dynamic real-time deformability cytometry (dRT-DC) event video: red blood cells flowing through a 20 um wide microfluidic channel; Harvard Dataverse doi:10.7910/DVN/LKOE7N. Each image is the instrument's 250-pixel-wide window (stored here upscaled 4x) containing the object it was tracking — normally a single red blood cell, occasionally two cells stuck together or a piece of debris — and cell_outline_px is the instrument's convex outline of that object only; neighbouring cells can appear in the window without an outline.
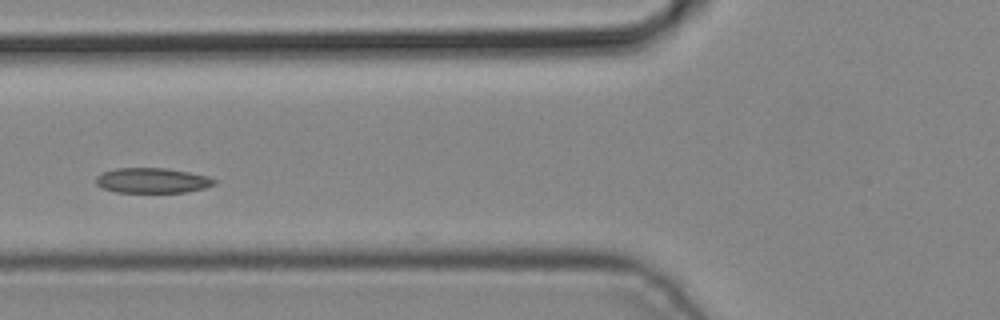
{"species": "common noctule bat (a hibernating species)", "species_latin": "Nyctalus noctula", "temperature_condition": "cold", "stored_images_in_passage": 5, "camera_frame_rate_fps": 3000, "um_per_image_px": 0.085, "animal": {"sex": "male", "body_mass_g": 19.2, "forearm_length_mm": 51.8}, "frame": {"image": 1, "passage_image": 4, "time_ms": 1.0, "image_size_px": [1000, 320], "cell_outline_px": [[216, 184], [208, 188], [184, 192], [116, 192], [104, 188], [96, 184], [96, 176], [100, 172], [116, 168], [164, 168], [188, 172], [208, 176], [216, 180]], "centroid_in_image_um": [12.95, 15.34], "position_along_channel_um": 112.8, "area_um2": 17.4}}
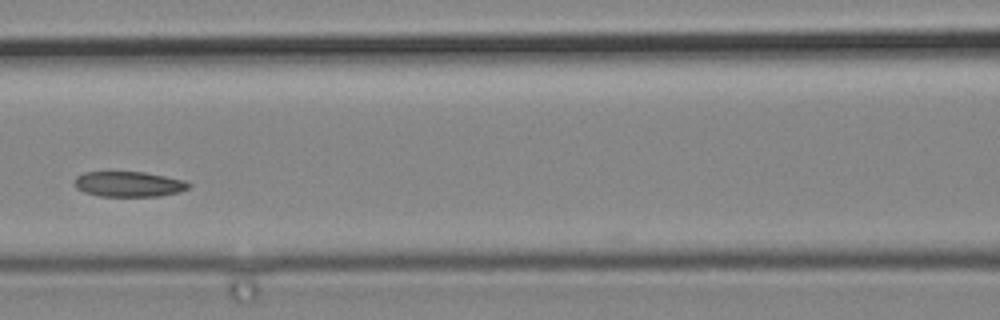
{"frame": {"image": 2, "passage_image": 5, "time_ms": 1.333, "image_size_px": [1000, 320], "cell_outline_px": [[192, 184], [188, 188], [180, 192], [160, 196], [100, 196], [84, 192], [76, 188], [76, 176], [84, 172], [144, 172], [184, 180]], "centroid_in_image_um": [10.97, 15.65], "position_along_channel_um": 155.6, "area_um2": 16.76}}